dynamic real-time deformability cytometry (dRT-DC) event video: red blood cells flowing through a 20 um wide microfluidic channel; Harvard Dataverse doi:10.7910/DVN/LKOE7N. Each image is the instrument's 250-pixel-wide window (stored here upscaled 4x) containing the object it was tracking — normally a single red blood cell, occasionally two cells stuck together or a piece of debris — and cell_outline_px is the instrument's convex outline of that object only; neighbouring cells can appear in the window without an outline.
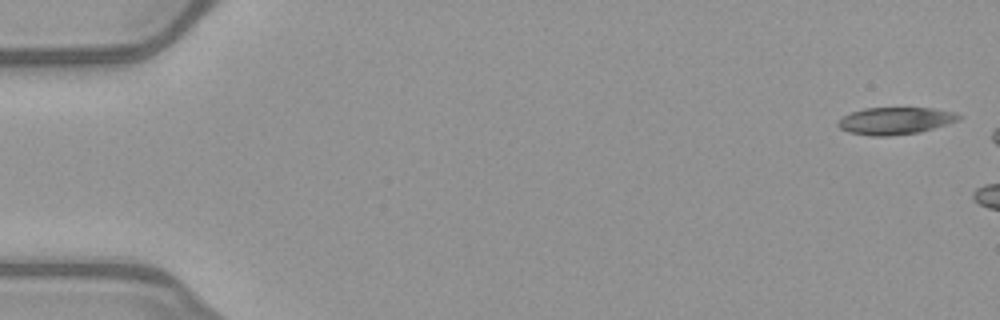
{"species": "common noctule bat (a hibernating species)", "species_latin": "Nyctalus noctula", "temperature_condition": "warm", "stored_images_in_passage": 5, "camera_frame_rate_fps": 3000, "um_per_image_px": 0.085, "animal": {"sex": "female", "body_mass_g": 21.9}, "frame": {"image": 1, "passage_image": 1, "time_ms": 0.0, "image_size_px": [1000, 320], "cell_outline_px": [[964, 116], [956, 120], [920, 132], [888, 136], [872, 136], [848, 132], [840, 128], [836, 124], [836, 120], [852, 112], [864, 108], [932, 108], [952, 112]], "centroid_in_image_um": [76.03, 10.27], "position_along_channel_um": 9.0, "area_um2": 18.9}}